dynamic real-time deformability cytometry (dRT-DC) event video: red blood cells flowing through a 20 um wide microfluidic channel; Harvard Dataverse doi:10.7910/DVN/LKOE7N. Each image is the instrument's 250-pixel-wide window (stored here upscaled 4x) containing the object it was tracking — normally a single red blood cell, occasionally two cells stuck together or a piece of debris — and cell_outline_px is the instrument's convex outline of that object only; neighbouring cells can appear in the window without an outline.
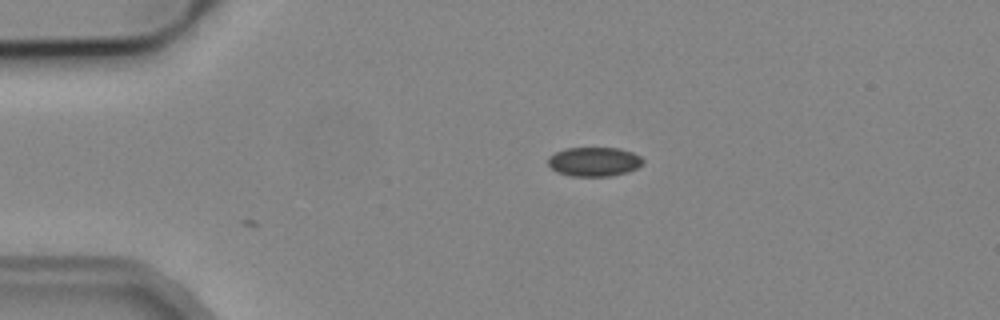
{"species": "common noctule bat (a hibernating species)", "species_latin": "Nyctalus noctula", "temperature_condition": "cold", "stored_images_in_passage": 2, "camera_frame_rate_fps": 3000, "um_per_image_px": 0.085, "animal": {"sex": "male", "body_mass_g": 19.2, "forearm_length_mm": 51.8}, "frame": {"image": 1, "passage_image": 1, "time_ms": 0.0, "image_size_px": [1000, 320], "cell_outline_px": [[644, 164], [628, 172], [612, 176], [568, 176], [556, 172], [548, 164], [548, 156], [564, 148], [620, 148], [632, 152], [640, 156], [644, 160]], "centroid_in_image_um": [50.5, 13.75], "position_along_channel_um": 34.5, "area_um2": 16.36}}